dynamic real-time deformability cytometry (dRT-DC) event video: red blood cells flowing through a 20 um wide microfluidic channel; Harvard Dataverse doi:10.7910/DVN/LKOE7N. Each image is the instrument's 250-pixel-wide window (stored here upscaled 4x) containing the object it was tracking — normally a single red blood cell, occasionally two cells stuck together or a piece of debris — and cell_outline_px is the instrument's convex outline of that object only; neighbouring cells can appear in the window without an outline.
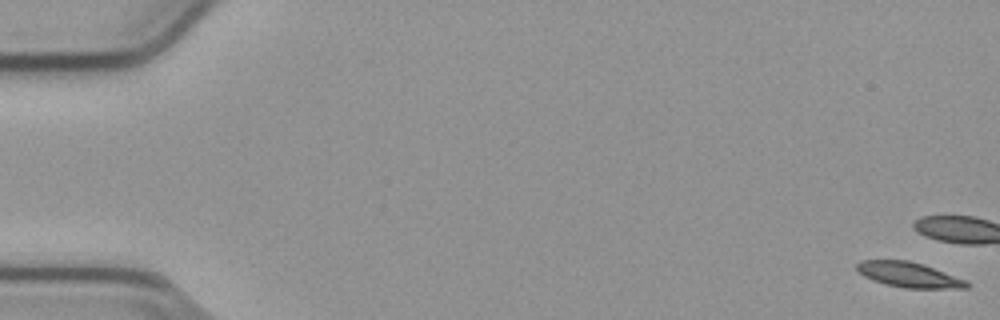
{"species": "common noctule bat (a hibernating species)", "species_latin": "Nyctalus noctula", "temperature_condition": "cold", "stored_images_in_passage": 12, "camera_frame_rate_fps": 3000, "um_per_image_px": 0.085, "animal": {"sex": "male", "body_mass_g": 23.1, "forearm_length_mm": 52.7}, "frame": {"image": 1, "passage_image": 1, "time_ms": 0.0, "image_size_px": [1000, 320], "cell_outline_px": [[968, 288], [908, 288], [888, 284], [872, 280], [864, 276], [856, 268], [856, 264], [860, 260], [908, 260], [924, 264], [964, 280], [968, 284]], "centroid_in_image_um": [77.21, 23.34], "position_along_channel_um": 7.8, "area_um2": 15.78}}